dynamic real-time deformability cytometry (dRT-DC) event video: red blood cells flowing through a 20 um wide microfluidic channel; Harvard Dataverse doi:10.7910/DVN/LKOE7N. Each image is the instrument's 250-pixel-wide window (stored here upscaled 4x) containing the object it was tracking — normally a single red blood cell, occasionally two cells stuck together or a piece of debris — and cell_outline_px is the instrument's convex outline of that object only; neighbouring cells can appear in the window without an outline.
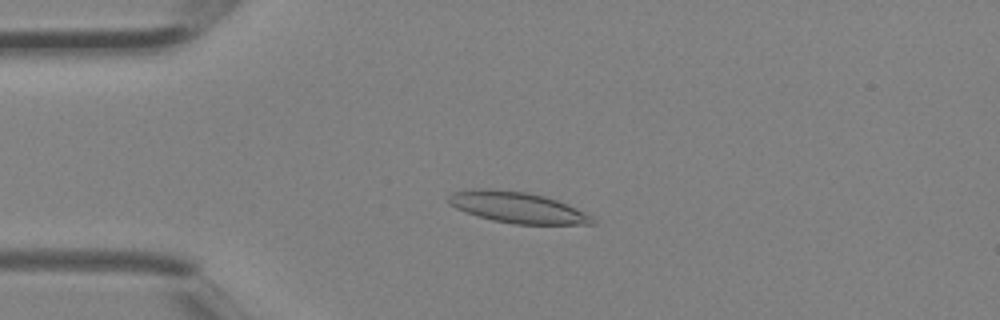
{"species": "Egyptian fruit bat (a non-hibernating species)", "species_latin": "Rousettus aegyptiacus", "temperature_condition": "room temperature", "stored_images_in_passage": 3, "camera_frame_rate_fps": 3000, "um_per_image_px": 0.085, "animal": {"sex": "female"}, "frame": {"image": 1, "passage_image": 3, "time_ms": 0.667, "image_size_px": [1000, 320], "cell_outline_px": [[596, 224], [516, 224], [492, 220], [456, 208], [448, 204], [448, 196], [452, 192], [476, 188], [492, 188], [528, 192], [544, 196], [568, 204], [592, 216], [596, 220]], "centroid_in_image_um": [43.98, 17.62], "position_along_channel_um": 41.0, "area_um2": 26.01}}